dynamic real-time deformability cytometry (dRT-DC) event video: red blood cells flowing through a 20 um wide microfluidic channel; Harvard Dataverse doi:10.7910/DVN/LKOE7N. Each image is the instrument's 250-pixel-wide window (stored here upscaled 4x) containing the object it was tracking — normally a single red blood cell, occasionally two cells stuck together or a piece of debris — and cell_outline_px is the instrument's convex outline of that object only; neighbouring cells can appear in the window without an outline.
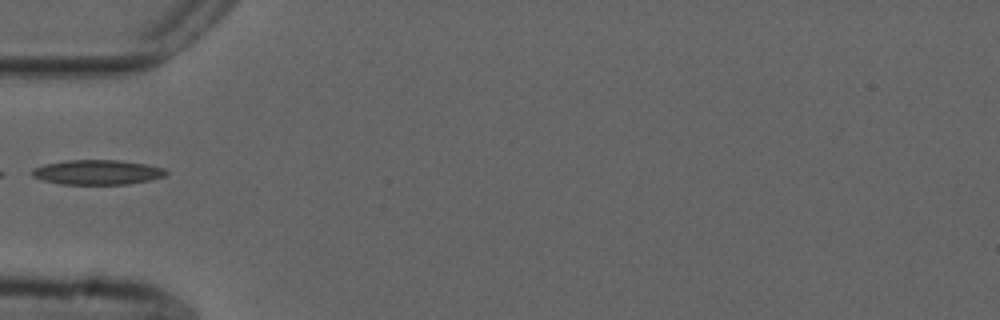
{"species": "common noctule bat (a hibernating species)", "species_latin": "Nyctalus noctula", "temperature_condition": "cold", "stored_images_in_passage": 6, "camera_frame_rate_fps": 3000, "um_per_image_px": 0.085, "animal": {"sex": "male", "forearm_length_mm": 52.5}, "frame": {"image": 1, "passage_image": 1, "time_ms": 0.0, "image_size_px": [1000, 320], "cell_outline_px": [[168, 172], [164, 176], [152, 180], [128, 184], [60, 184], [44, 180], [32, 176], [32, 168], [44, 164], [68, 160], [120, 160], [148, 164], [164, 168]], "centroid_in_image_um": [8.3, 14.63], "position_along_channel_um": 76.7, "area_um2": 19.42}}